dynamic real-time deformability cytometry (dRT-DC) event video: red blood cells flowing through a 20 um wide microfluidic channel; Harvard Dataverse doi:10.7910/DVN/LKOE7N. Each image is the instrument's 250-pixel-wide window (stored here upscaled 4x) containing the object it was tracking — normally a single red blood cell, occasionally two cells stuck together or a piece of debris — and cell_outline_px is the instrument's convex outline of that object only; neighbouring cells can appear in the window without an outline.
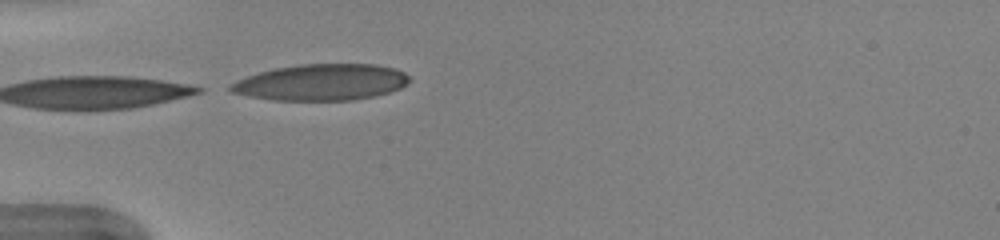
{"species": "human", "species_latin": "Homo sapiens", "temperature_condition": "warm", "stored_images_in_passage": 23, "camera_frame_rate_fps": 3000, "um_per_image_px": 0.085, "donor": {"sex": "female"}, "frame": {"image": 1, "passage_image": 1, "time_ms": 0.0, "image_size_px": [1000, 240], "cell_outline_px": [[412, 80], [408, 84], [400, 88], [388, 92], [372, 96], [352, 100], [272, 100], [232, 92], [228, 88], [228, 84], [236, 80], [272, 68], [300, 64], [376, 64], [396, 68], [404, 72]], "centroid_in_image_um": [27.33, 6.98], "position_along_channel_um": 57.7, "area_um2": 37.86}}
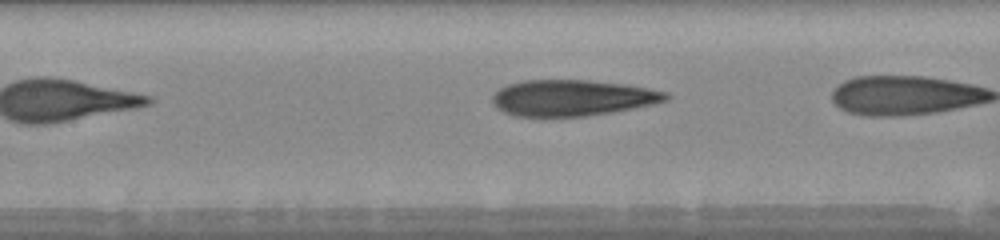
{"frame": {"image": 2, "passage_image": 7, "time_ms": 2.0, "image_size_px": [1000, 240], "cell_outline_px": [[672, 96], [668, 100], [652, 104], [612, 112], [584, 116], [516, 116], [504, 112], [496, 108], [492, 100], [492, 96], [500, 88], [508, 84], [524, 80], [588, 80], [628, 84], [668, 92]], "centroid_in_image_um": [48.67, 8.31], "position_along_channel_um": 158.7, "area_um2": 36.53}}